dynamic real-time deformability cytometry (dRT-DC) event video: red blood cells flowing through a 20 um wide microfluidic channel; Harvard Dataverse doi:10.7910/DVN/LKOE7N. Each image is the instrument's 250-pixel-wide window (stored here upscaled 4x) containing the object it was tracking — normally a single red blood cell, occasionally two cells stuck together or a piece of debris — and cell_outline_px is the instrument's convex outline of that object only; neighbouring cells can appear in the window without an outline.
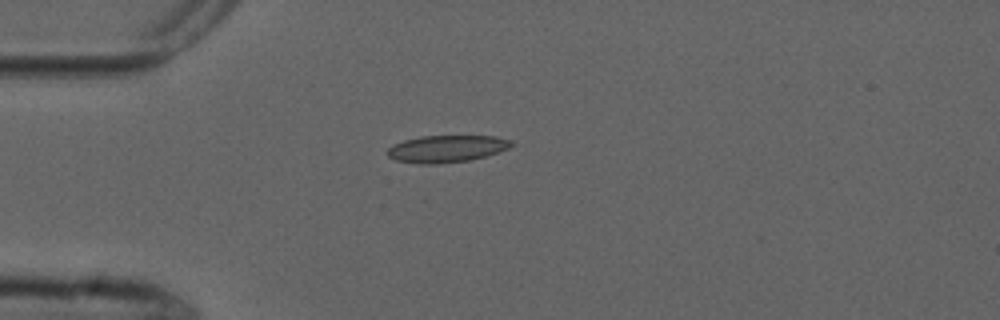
{"species": "common noctule bat (a hibernating species)", "species_latin": "Nyctalus noctula", "temperature_condition": "cold", "stored_images_in_passage": 2, "camera_frame_rate_fps": 3000, "um_per_image_px": 0.085, "animal": {"sex": "male", "forearm_length_mm": 52.5}, "frame": {"image": 1, "passage_image": 1, "time_ms": 0.0, "image_size_px": [1000, 320], "cell_outline_px": [[516, 144], [500, 152], [468, 160], [436, 164], [416, 164], [396, 160], [388, 156], [384, 152], [392, 144], [404, 140], [420, 136], [496, 136], [512, 140]], "centroid_in_image_um": [37.94, 12.64], "position_along_channel_um": 47.1, "area_um2": 19.77}}